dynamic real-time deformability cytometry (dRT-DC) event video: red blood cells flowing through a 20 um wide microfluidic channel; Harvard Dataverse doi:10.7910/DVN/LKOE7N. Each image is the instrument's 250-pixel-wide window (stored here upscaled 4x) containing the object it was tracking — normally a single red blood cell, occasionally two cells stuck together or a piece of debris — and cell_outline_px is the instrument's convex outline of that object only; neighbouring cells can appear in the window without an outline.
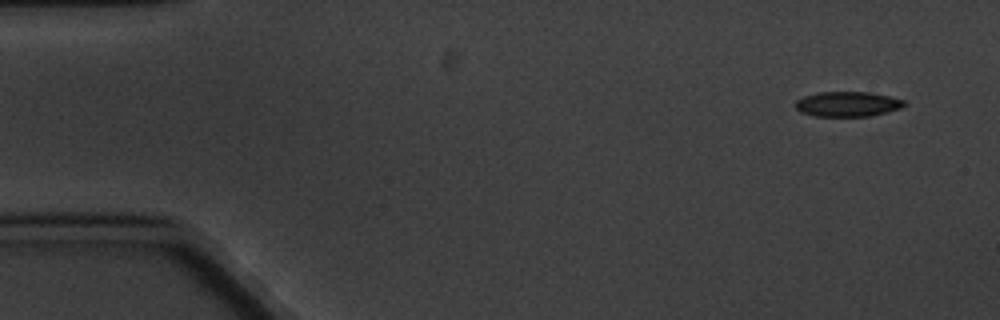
{"species": "common noctule bat (a hibernating species)", "species_latin": "Nyctalus noctula", "temperature_condition": "cold", "stored_images_in_passage": 6, "camera_frame_rate_fps": 3000, "um_per_image_px": 0.085, "animal": {"sex": "male", "body_mass_g": 20.1, "forearm_length_mm": 53.5}, "frame": {"image": 1, "passage_image": 1, "time_ms": 0.0, "image_size_px": [1000, 320], "cell_outline_px": [[908, 104], [900, 108], [868, 116], [812, 116], [800, 112], [796, 108], [796, 100], [804, 96], [816, 92], [872, 92], [904, 100]], "centroid_in_image_um": [72.02, 8.84], "position_along_channel_um": 13.0, "area_um2": 15.84}}
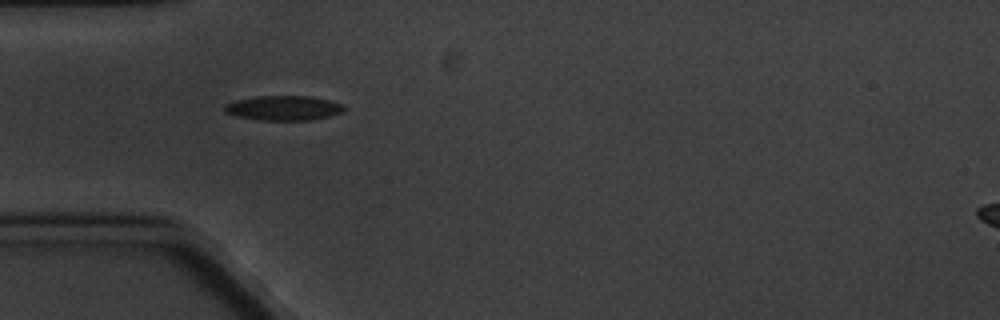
{"frame": {"image": 2, "passage_image": 5, "time_ms": 4.667, "image_size_px": [1000, 320], "cell_outline_px": [[344, 112], [312, 120], [260, 120], [236, 116], [224, 112], [224, 104], [236, 100], [256, 96], [308, 96], [328, 100], [340, 104], [344, 108]], "centroid_in_image_um": [24.06, 9.18], "position_along_channel_um": 60.9, "area_um2": 17.11}}